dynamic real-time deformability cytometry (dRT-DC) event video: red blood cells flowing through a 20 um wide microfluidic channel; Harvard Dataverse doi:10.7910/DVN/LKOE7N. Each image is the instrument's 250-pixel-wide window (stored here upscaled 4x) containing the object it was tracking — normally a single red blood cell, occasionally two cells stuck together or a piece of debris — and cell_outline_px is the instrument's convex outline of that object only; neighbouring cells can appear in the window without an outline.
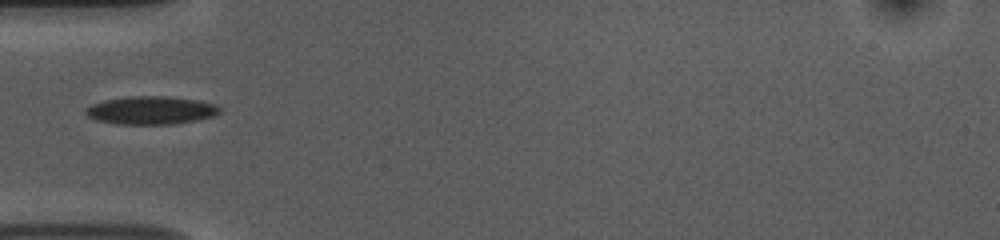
{"species": "common noctule bat (a hibernating species)", "species_latin": "Nyctalus noctula", "temperature_condition": "room temperature", "stored_images_in_passage": 37, "camera_frame_rate_fps": 3000, "um_per_image_px": 0.085, "animal": {"sex": "female", "body_mass_g": 10.0, "forearm_length_mm": 53.1}, "frame": {"image": 1, "passage_image": 1, "time_ms": 0.0, "image_size_px": [1000, 240], "cell_outline_px": [[220, 112], [212, 116], [196, 120], [172, 124], [116, 124], [96, 120], [88, 116], [84, 112], [92, 104], [104, 100], [128, 96], [168, 96], [196, 100], [216, 104], [220, 108]], "centroid_in_image_um": [12.82, 9.37], "position_along_channel_um": 72.2, "area_um2": 21.85}}
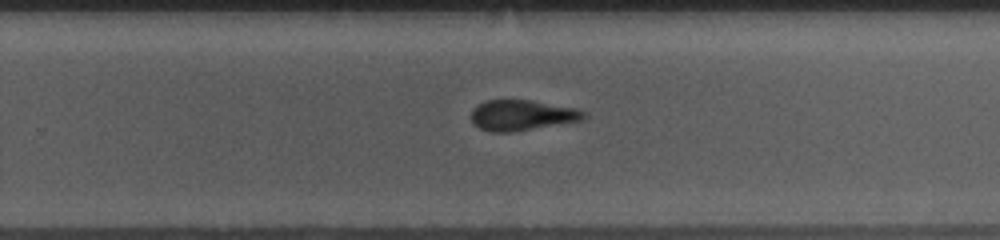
{"frame": {"image": 2, "passage_image": 18, "time_ms": 5.667, "image_size_px": [1000, 240], "cell_outline_px": [[588, 116], [580, 120], [512, 132], [492, 132], [480, 128], [472, 124], [472, 108], [484, 100], [532, 100], [576, 108], [584, 112]], "centroid_in_image_um": [44.32, 9.78], "position_along_channel_um": 285.5, "area_um2": 19.94}}
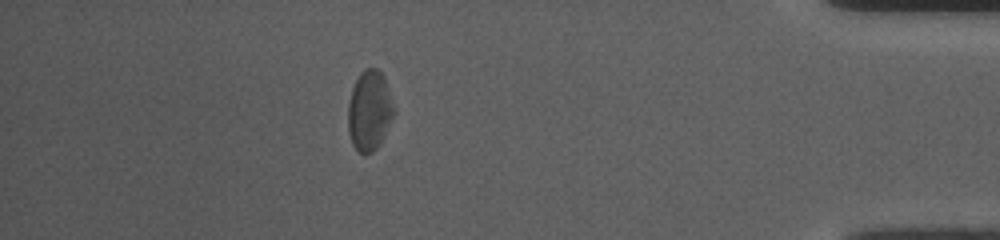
{"frame": {"image": 3, "passage_image": 31, "time_ms": 10.0, "image_size_px": [1000, 240], "cell_outline_px": [[396, 112], [380, 144], [372, 152], [360, 152], [352, 144], [348, 132], [348, 104], [352, 88], [360, 72], [364, 68], [376, 68], [384, 76]], "centroid_in_image_um": [31.41, 9.38], "position_along_channel_um": 403.8, "area_um2": 21.44}}